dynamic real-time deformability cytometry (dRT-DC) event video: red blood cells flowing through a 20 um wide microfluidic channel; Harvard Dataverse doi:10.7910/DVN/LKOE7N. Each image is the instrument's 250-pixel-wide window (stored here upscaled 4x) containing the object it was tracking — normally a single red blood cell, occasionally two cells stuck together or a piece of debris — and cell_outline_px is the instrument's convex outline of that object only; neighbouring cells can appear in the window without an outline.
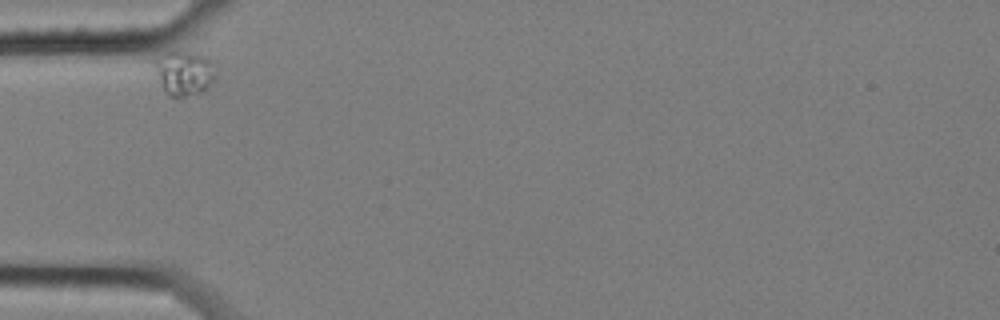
{"species": "common noctule bat (a hibernating species)", "species_latin": "Nyctalus noctula", "temperature_condition": "cold", "stored_images_in_passage": 5, "camera_frame_rate_fps": 3000, "um_per_image_px": 0.085, "animal": {"sex": "female", "body_mass_g": 25.1}, "frame": {"image": 1, "passage_image": 1, "time_ms": 0.0, "image_size_px": [1000, 320], "cell_outline_px": [[216, 76], [208, 88], [204, 92], [180, 100], [164, 92], [156, 64], [156, 60], [168, 52], [192, 52], [204, 56], [212, 60], [216, 72]], "centroid_in_image_um": [15.75, 6.27], "position_along_channel_um": 69.2, "area_um2": 15.78}}
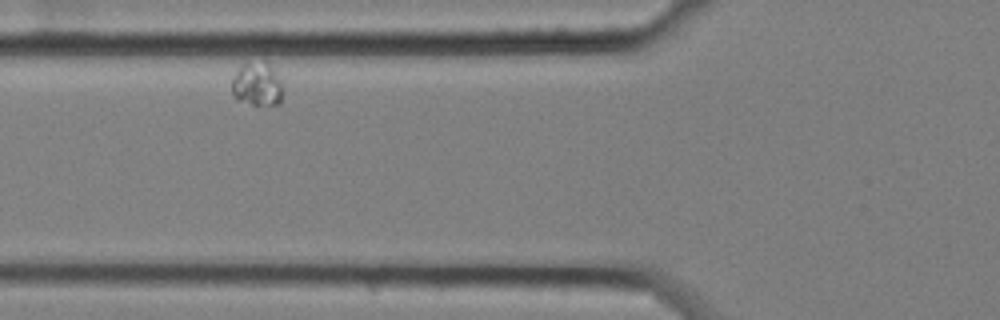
{"frame": {"image": 2, "passage_image": 2, "time_ms": 0.333, "image_size_px": [1000, 320], "cell_outline_px": [[280, 104], [252, 104], [236, 100], [232, 92], [232, 80], [240, 64], [248, 60], [264, 56], [268, 60], [280, 80]], "centroid_in_image_um": [21.81, 7.04], "position_along_channel_um": 104.0, "area_um2": 13.41}}